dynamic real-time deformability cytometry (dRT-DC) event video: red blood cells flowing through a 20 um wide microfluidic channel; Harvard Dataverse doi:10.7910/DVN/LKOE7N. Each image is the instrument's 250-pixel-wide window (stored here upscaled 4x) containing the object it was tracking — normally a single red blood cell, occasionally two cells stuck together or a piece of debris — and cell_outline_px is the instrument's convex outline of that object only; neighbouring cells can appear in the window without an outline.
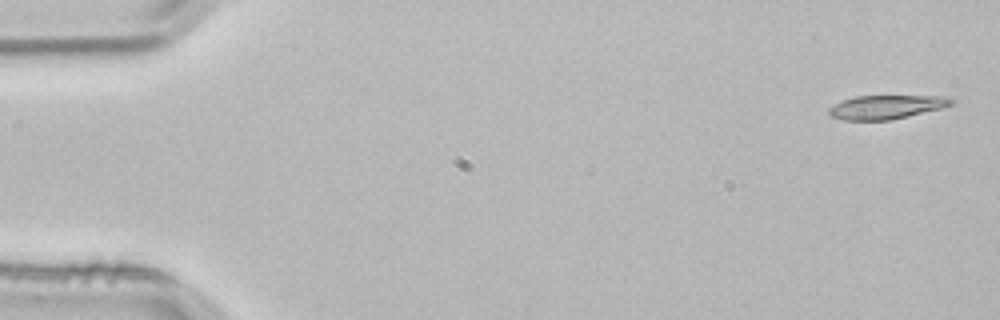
{"species": "common noctule bat (a hibernating species)", "species_latin": "Nyctalus noctula", "temperature_condition": "room temperature", "stored_images_in_passage": 3, "camera_frame_rate_fps": 3000, "um_per_image_px": 0.085, "animal": {"sex": "male", "body_mass_g": 21.5, "forearm_length_mm": 52.0}, "frame": {"image": 1, "passage_image": 1, "time_ms": 0.0, "image_size_px": [1000, 320], "cell_outline_px": [[956, 100], [952, 104], [944, 108], [892, 120], [844, 120], [832, 116], [828, 112], [828, 108], [844, 100], [856, 96], [948, 96]], "centroid_in_image_um": [75.41, 9.1], "position_along_channel_um": 9.6, "area_um2": 17.05}}